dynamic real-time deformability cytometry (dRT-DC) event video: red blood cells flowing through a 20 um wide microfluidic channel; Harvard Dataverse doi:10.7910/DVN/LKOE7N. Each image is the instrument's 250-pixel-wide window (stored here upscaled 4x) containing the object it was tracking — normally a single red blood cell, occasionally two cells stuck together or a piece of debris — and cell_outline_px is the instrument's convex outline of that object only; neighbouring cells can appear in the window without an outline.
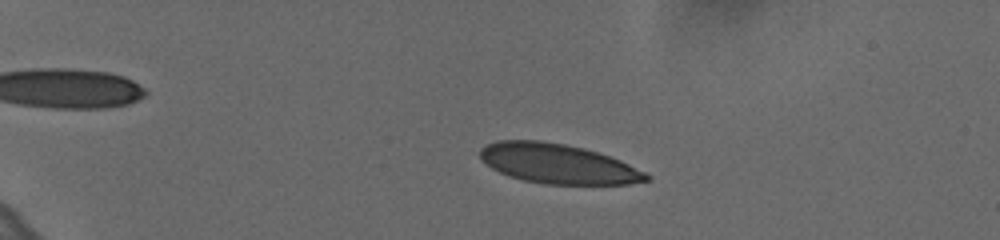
{"species": "human", "species_latin": "Homo sapiens", "temperature_condition": "cold", "stored_images_in_passage": 51, "camera_frame_rate_fps": 3000, "um_per_image_px": 0.085, "donor": {"sex": "female"}, "frame": {"image": 1, "passage_image": 8, "time_ms": 2.333, "image_size_px": [1000, 240], "cell_outline_px": [[652, 180], [628, 184], [548, 184], [524, 180], [500, 172], [492, 168], [480, 156], [480, 148], [496, 140], [540, 140], [564, 144], [584, 148], [620, 160], [652, 176]], "centroid_in_image_um": [47.45, 13.91], "position_along_channel_um": 37.6, "area_um2": 38.09}}
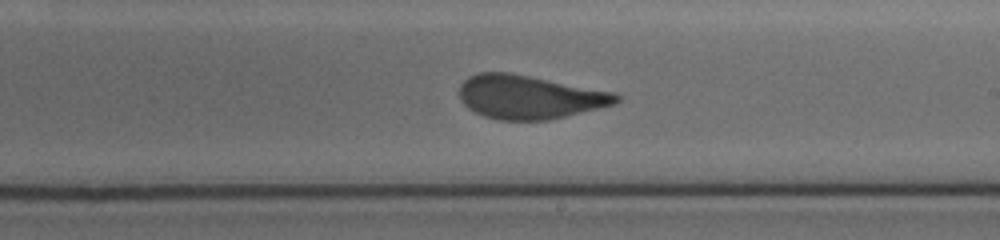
{"frame": {"image": 2, "passage_image": 31, "time_ms": 10.0, "image_size_px": [1000, 240], "cell_outline_px": [[620, 100], [612, 104], [548, 120], [500, 120], [484, 116], [468, 108], [460, 100], [460, 84], [468, 76], [476, 72], [512, 72], [616, 92], [620, 96]], "centroid_in_image_um": [44.96, 8.22], "position_along_channel_um": 244.0, "area_um2": 39.94}}
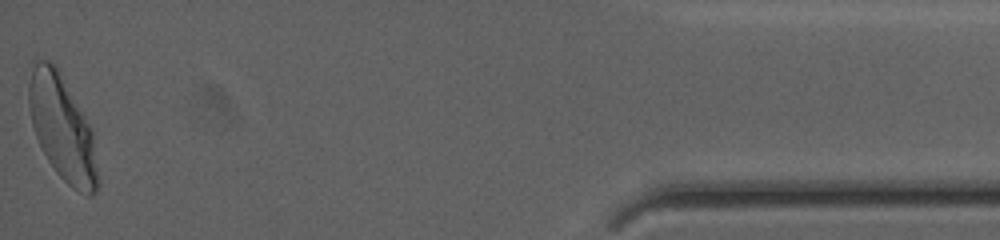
{"frame": {"image": 3, "passage_image": 51, "time_ms": 16.667, "image_size_px": [1000, 240], "cell_outline_px": [[100, 184], [96, 192], [92, 196], [88, 196], [72, 188], [56, 172], [48, 160], [36, 136], [32, 124], [28, 104], [28, 84], [32, 68], [36, 56], [48, 60], [56, 64], [92, 128]], "centroid_in_image_um": [5.3, 10.87], "position_along_channel_um": 429.9, "area_um2": 42.6}, "authors_computed_cell_mechanics": {"area_um2": 39.882, "velocity_mm_per_s": 3.6074, "shape_relaxation_time_tau1_ms": 4.6322, "shape_relaxation_time_tau2_ms": null, "deformation_change_tau1": 0.1708, "deformation_change_tau2": null}}